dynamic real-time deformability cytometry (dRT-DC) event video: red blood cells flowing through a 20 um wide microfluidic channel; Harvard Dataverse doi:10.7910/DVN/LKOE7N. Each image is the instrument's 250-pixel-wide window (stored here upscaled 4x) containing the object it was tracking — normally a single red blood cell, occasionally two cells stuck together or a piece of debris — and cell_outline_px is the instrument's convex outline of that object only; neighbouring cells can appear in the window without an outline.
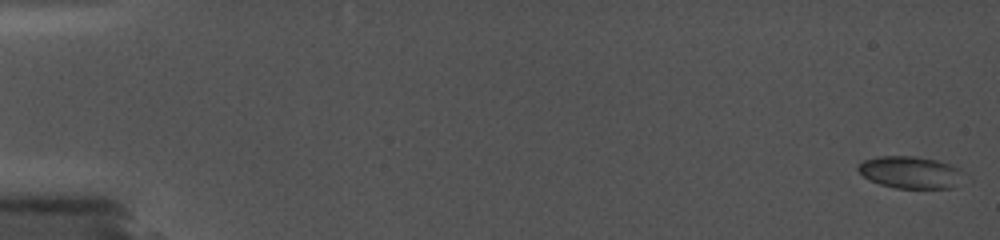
{"species": "common noctule bat (a hibernating species)", "species_latin": "Nyctalus noctula", "temperature_condition": "cold", "stored_images_in_passage": 58, "camera_frame_rate_fps": 5000, "um_per_image_px": 0.085, "animal": {"sex": "female", "body_mass_g": 19.0, "forearm_length_mm": 56.7}, "frame": {"image": 1, "passage_image": 1, "time_ms": 0.0, "image_size_px": [1000, 240], "cell_outline_px": [[956, 172], [952, 188], [896, 188], [880, 184], [864, 176], [856, 168], [864, 160], [880, 156], [912, 156], [936, 160], [948, 164], [956, 168]], "centroid_in_image_um": [77.22, 14.63], "position_along_channel_um": 7.8, "area_um2": 18.67}}
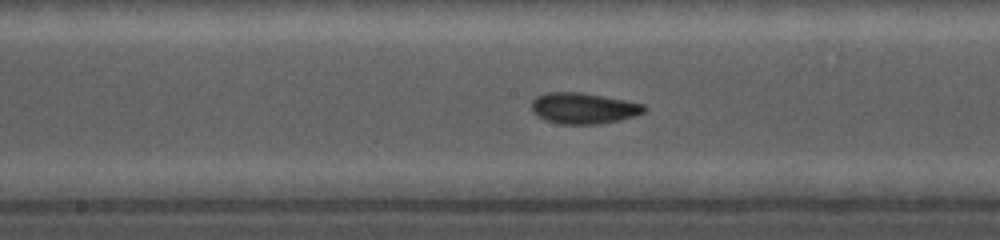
{"frame": {"image": 2, "passage_image": 38, "time_ms": 9.8, "image_size_px": [1000, 240], "cell_outline_px": [[648, 108], [644, 112], [620, 120], [596, 124], [560, 124], [544, 120], [536, 116], [532, 112], [532, 100], [536, 96], [548, 92], [580, 92], [624, 100], [644, 104]], "centroid_in_image_um": [49.56, 9.2], "position_along_channel_um": 198.6, "area_um2": 20.35}}
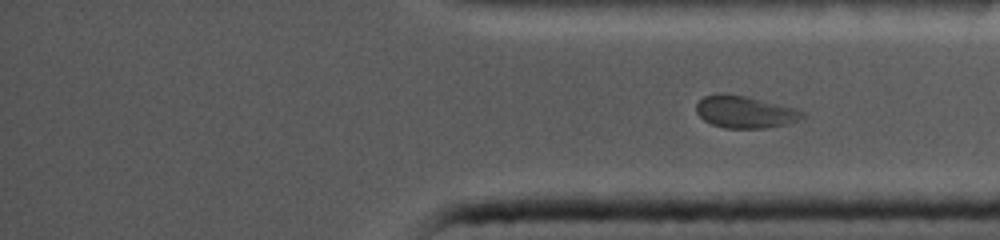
{"frame": {"image": 3, "passage_image": 58, "time_ms": 14.4, "image_size_px": [1000, 240], "cell_outline_px": [[804, 116], [788, 124], [768, 128], [724, 128], [712, 124], [704, 120], [696, 112], [696, 104], [704, 96], [716, 92], [724, 92], [748, 96], [796, 108], [804, 112]], "centroid_in_image_um": [63.29, 9.49], "position_along_channel_um": 371.9, "area_um2": 20.17}}